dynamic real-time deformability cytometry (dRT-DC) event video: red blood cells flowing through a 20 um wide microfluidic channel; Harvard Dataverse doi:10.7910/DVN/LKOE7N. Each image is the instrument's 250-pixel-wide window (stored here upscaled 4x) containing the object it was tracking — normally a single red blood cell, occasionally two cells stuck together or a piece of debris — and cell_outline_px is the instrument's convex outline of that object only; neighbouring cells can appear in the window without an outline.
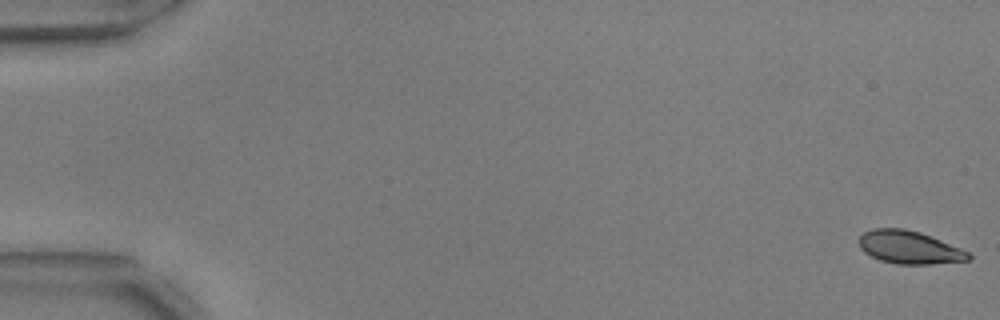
{"species": "common noctule bat (a hibernating species)", "species_latin": "Nyctalus noctula", "temperature_condition": "warm", "stored_images_in_passage": 55, "camera_frame_rate_fps": 3000, "um_per_image_px": 0.085, "animal": {"sex": "male", "body_mass_g": 17.9, "forearm_length_mm": 54.2}, "frame": {"image": 1, "passage_image": 1, "time_ms": 0.0, "image_size_px": [1000, 320], "cell_outline_px": [[972, 260], [932, 264], [896, 264], [880, 260], [864, 252], [860, 248], [860, 236], [864, 232], [872, 228], [904, 228], [920, 232], [960, 248], [968, 252], [972, 256]], "centroid_in_image_um": [77.3, 21.03], "position_along_channel_um": 7.7, "area_um2": 20.98}}
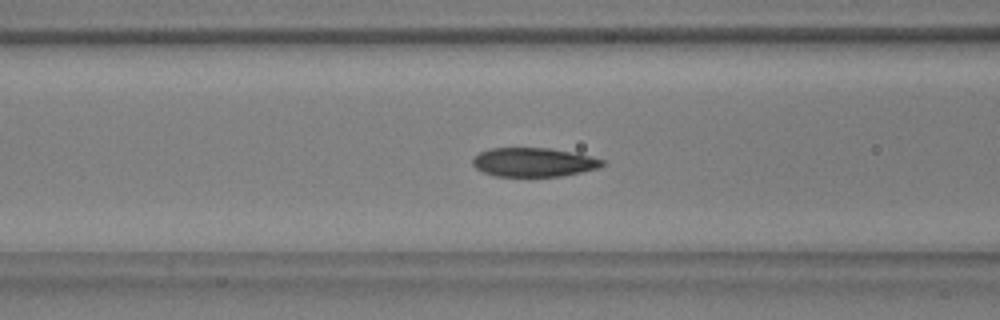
{"frame": {"image": 2, "passage_image": 23, "time_ms": 7.333, "image_size_px": [1000, 320], "cell_outline_px": [[608, 164], [600, 168], [560, 176], [492, 176], [476, 168], [472, 164], [472, 160], [480, 152], [492, 148], [548, 148], [588, 156], [604, 160]], "centroid_in_image_um": [45.36, 13.8], "position_along_channel_um": 121.2, "area_um2": 21.68}}
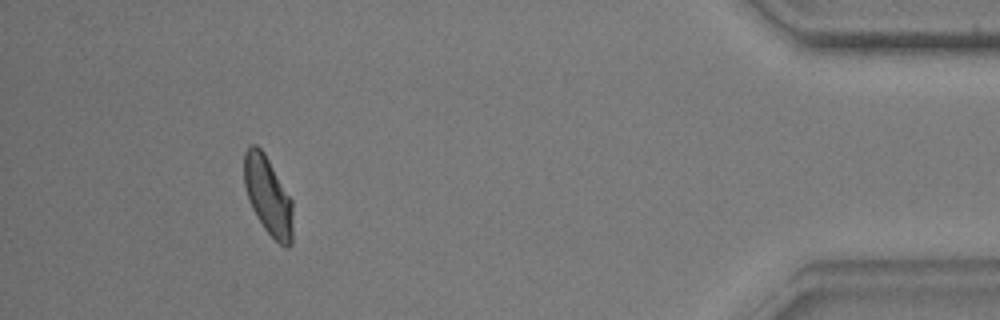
{"frame": {"image": 3, "passage_image": 51, "time_ms": 16.667, "image_size_px": [1000, 320], "cell_outline_px": [[292, 244], [288, 248], [284, 248], [264, 228], [256, 216], [248, 200], [244, 184], [244, 152], [252, 144], [256, 144], [264, 152], [292, 200]], "centroid_in_image_um": [22.78, 16.65], "position_along_channel_um": 412.4, "area_um2": 22.2}, "authors_computed_cell_mechanics": {"area_um2": 22.4264, "velocity_mm_per_s": 3.7096, "shape_relaxation_time_tau1_ms": 2.9474, "shape_relaxation_time_tau2_ms": 1.0023, "deformation_change_tau1": 0.1345, "deformation_change_tau2": 0.0474}}